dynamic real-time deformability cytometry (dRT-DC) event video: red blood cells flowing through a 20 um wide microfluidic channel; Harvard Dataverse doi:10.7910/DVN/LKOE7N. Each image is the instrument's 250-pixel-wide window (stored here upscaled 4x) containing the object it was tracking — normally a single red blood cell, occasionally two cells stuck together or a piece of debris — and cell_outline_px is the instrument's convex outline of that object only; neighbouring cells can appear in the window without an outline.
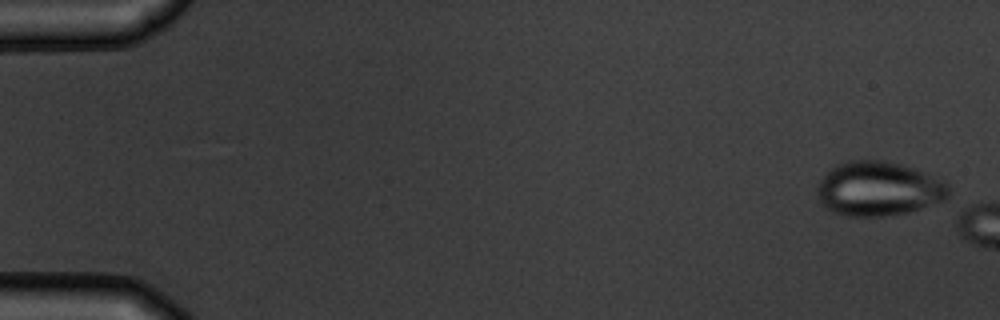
{"species": "common noctule bat (a hibernating species)", "species_latin": "Nyctalus noctula", "temperature_condition": "warm", "stored_images_in_passage": 3, "camera_frame_rate_fps": 3000, "um_per_image_px": 0.085, "animal": {"sex": "male", "body_mass_g": 19.5, "forearm_length_mm": 54.6}, "frame": {"image": 1, "passage_image": 1, "time_ms": 0.0, "image_size_px": [1000, 320], "cell_outline_px": [[952, 188], [948, 196], [944, 200], [908, 212], [884, 216], [844, 216], [832, 212], [820, 204], [816, 192], [816, 184], [836, 164], [848, 160], [884, 160], [916, 168], [948, 180]], "centroid_in_image_um": [74.7, 16.03], "position_along_channel_um": 10.3, "area_um2": 42.43}}